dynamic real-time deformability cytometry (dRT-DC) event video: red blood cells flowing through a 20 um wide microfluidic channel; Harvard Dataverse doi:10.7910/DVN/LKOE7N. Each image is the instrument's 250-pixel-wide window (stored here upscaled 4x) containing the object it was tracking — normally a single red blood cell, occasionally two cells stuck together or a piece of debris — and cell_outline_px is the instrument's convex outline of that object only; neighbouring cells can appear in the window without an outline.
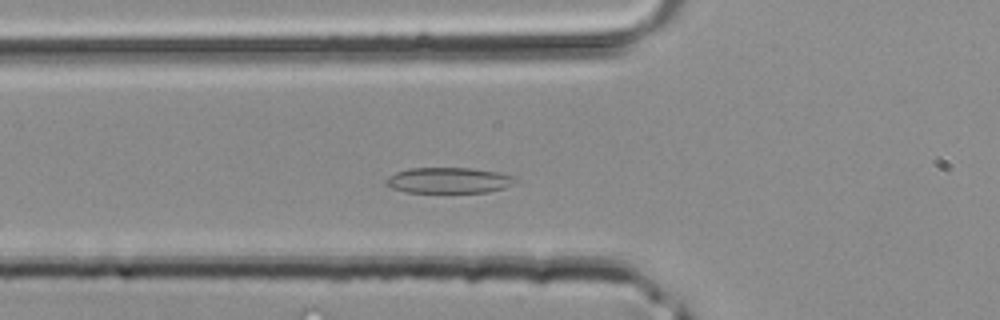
{"species": "common noctule bat (a hibernating species)", "species_latin": "Nyctalus noctula", "temperature_condition": "room temperature", "stored_images_in_passage": 37, "camera_frame_rate_fps": 3000, "um_per_image_px": 0.085, "animal": {"sex": "male", "body_mass_g": 20.4}, "frame": {"image": 1, "passage_image": 10, "time_ms": 3.0, "image_size_px": [1000, 320], "cell_outline_px": [[516, 180], [512, 184], [504, 188], [488, 192], [404, 192], [392, 188], [384, 180], [388, 176], [396, 172], [408, 168], [472, 168], [500, 172], [516, 176]], "centroid_in_image_um": [38.16, 15.32], "position_along_channel_um": 87.6, "area_um2": 19.48}}
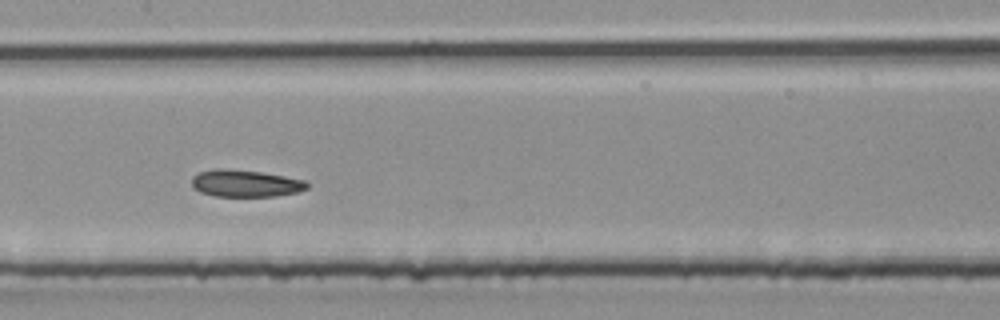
{"frame": {"image": 2, "passage_image": 16, "time_ms": 5.0, "image_size_px": [1000, 320], "cell_outline_px": [[308, 188], [296, 192], [276, 196], [216, 196], [200, 192], [192, 184], [192, 176], [196, 172], [216, 168], [224, 168], [260, 172], [284, 176], [304, 180], [308, 184]], "centroid_in_image_um": [20.83, 15.58], "position_along_channel_um": 186.6, "area_um2": 18.09}}
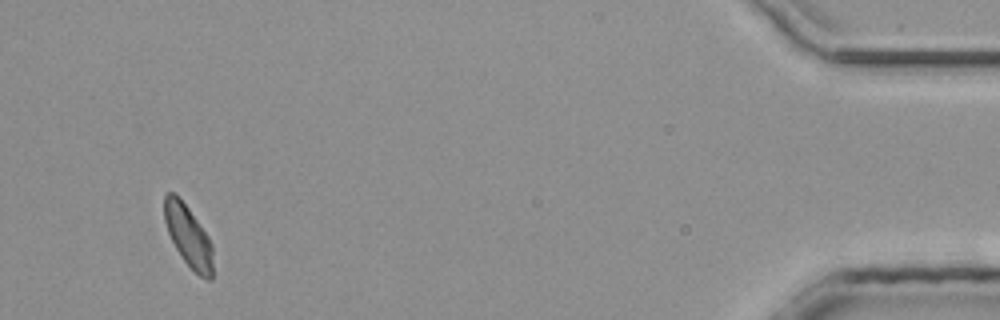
{"frame": {"image": 3, "passage_image": 35, "time_ms": 11.333, "image_size_px": [1000, 320], "cell_outline_px": [[212, 280], [208, 280], [200, 276], [180, 256], [168, 232], [164, 220], [164, 192], [176, 192], [188, 208], [208, 236], [212, 244]], "centroid_in_image_um": [15.99, 20.02], "position_along_channel_um": 419.2, "area_um2": 17.28}}